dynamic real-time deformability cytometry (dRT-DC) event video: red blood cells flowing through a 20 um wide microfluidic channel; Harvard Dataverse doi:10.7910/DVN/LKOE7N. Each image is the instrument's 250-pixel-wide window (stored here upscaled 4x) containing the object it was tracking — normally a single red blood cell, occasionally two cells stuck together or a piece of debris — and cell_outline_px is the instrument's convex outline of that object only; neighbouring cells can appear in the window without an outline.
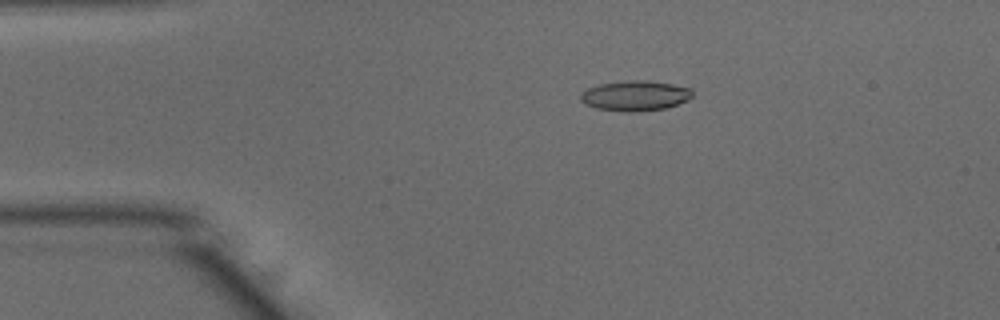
{"species": "common noctule bat (a hibernating species)", "species_latin": "Nyctalus noctula", "temperature_condition": "warm", "stored_images_in_passage": 50, "camera_frame_rate_fps": 3000, "um_per_image_px": 0.085, "animal": {"sex": "male", "body_mass_g": 15.6}, "frame": {"image": 1, "passage_image": 9, "time_ms": 2.667, "image_size_px": [1000, 320], "cell_outline_px": [[692, 96], [688, 100], [664, 108], [636, 112], [624, 112], [596, 108], [584, 104], [580, 100], [580, 92], [588, 88], [600, 84], [624, 80], [648, 80], [672, 84], [692, 88]], "centroid_in_image_um": [53.96, 8.13], "position_along_channel_um": 31.0, "area_um2": 19.83}}
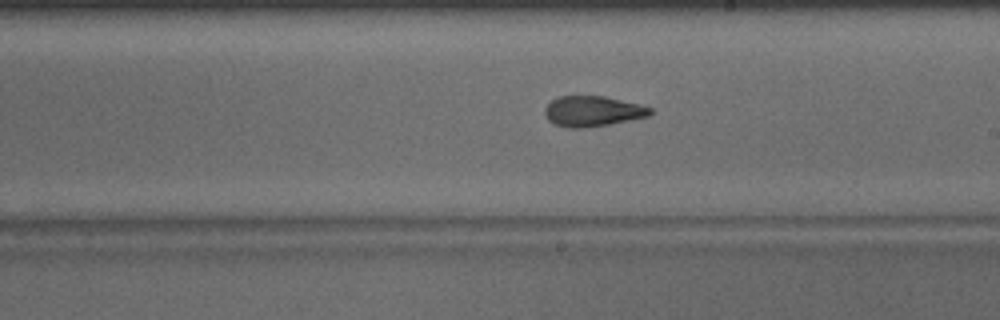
{"frame": {"image": 2, "passage_image": 28, "time_ms": 9.0, "image_size_px": [1000, 320], "cell_outline_px": [[652, 112], [648, 116], [632, 120], [584, 128], [568, 128], [556, 124], [548, 120], [544, 112], [544, 108], [556, 96], [604, 96], [652, 108]], "centroid_in_image_um": [50.34, 9.46], "position_along_channel_um": 238.7, "area_um2": 18.55}}
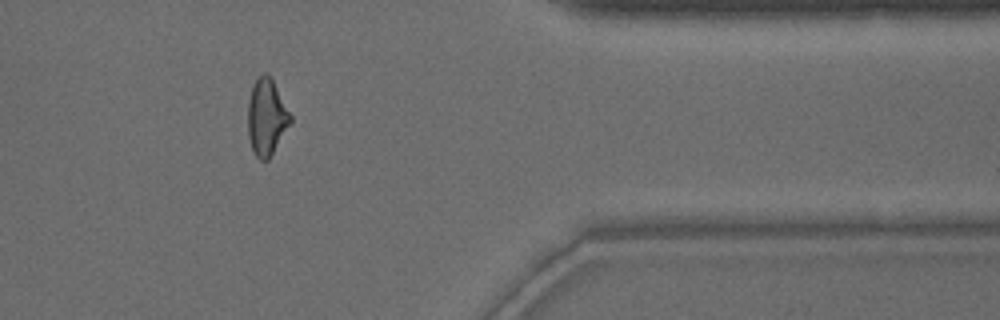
{"frame": {"image": 3, "passage_image": 41, "time_ms": 13.333, "image_size_px": [1000, 320], "cell_outline_px": [[292, 120], [268, 160], [260, 160], [256, 156], [252, 148], [248, 136], [248, 100], [252, 88], [256, 80], [264, 72], [272, 80], [292, 116]], "centroid_in_image_um": [22.65, 9.98], "position_along_channel_um": 388.8, "area_um2": 18.5}, "authors_computed_cell_mechanics": {"area_um2": 18.9295, "velocity_mm_per_s": 3.9619, "shape_relaxation_time_tau1_ms": 5.6645, "shape_relaxation_time_tau2_ms": 1.6271, "deformation_change_tau1": 0.1929, "deformation_change_tau2": 0.1006}}